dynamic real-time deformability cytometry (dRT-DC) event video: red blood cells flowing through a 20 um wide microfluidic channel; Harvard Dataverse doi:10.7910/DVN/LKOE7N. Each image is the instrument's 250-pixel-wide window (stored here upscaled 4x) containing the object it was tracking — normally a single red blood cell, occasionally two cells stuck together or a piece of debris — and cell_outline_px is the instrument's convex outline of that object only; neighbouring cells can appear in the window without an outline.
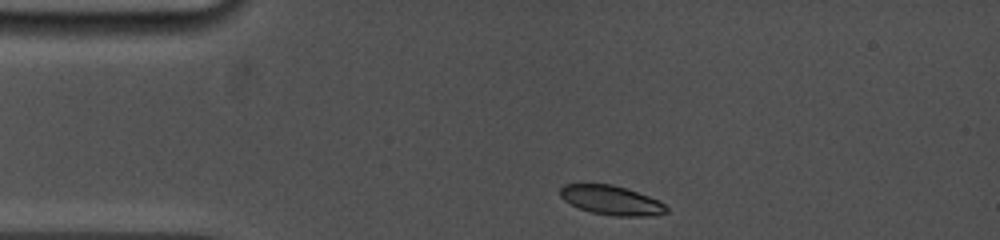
{"species": "common noctule bat (a hibernating species)", "species_latin": "Nyctalus noctula", "temperature_condition": "cold", "stored_images_in_passage": 45, "camera_frame_rate_fps": 5000, "um_per_image_px": 0.085, "animal": {"sex": "female", "body_mass_g": 19.0, "forearm_length_mm": 53.3}, "frame": {"image": 1, "passage_image": 1, "time_ms": 0.0, "image_size_px": [1000, 240], "cell_outline_px": [[668, 212], [656, 216], [616, 216], [592, 212], [580, 208], [564, 200], [560, 196], [560, 188], [564, 184], [612, 184], [648, 196], [664, 204], [668, 208]], "centroid_in_image_um": [51.97, 17.03], "position_along_channel_um": 33.0, "area_um2": 17.92}}
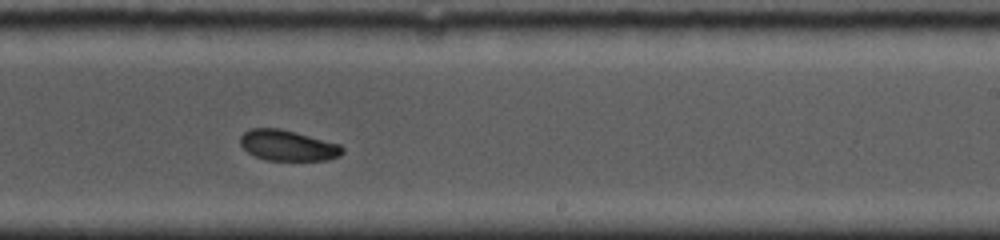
{"frame": {"image": 2, "passage_image": 26, "time_ms": 7.0, "image_size_px": [1000, 240], "cell_outline_px": [[344, 152], [340, 156], [328, 160], [264, 160], [252, 156], [240, 144], [240, 136], [244, 132], [252, 128], [280, 128], [296, 132], [340, 144], [344, 148]], "centroid_in_image_um": [24.46, 12.37], "position_along_channel_um": 264.5, "area_um2": 18.44}}
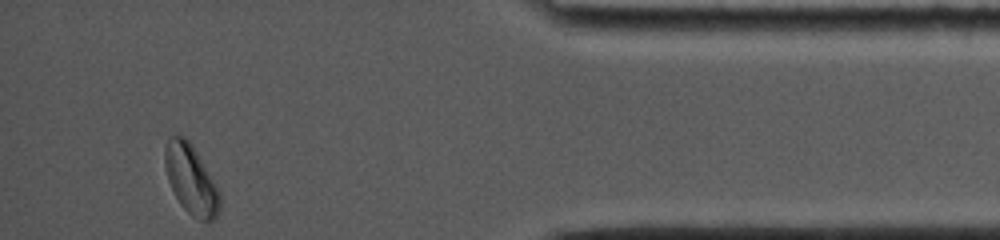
{"frame": {"image": 3, "passage_image": 45, "time_ms": 11.8, "image_size_px": [1000, 240], "cell_outline_px": [[220, 212], [212, 220], [200, 220], [192, 216], [180, 204], [168, 180], [164, 164], [164, 148], [168, 136], [184, 136], [192, 144], [220, 192]], "centroid_in_image_um": [16.22, 15.24], "position_along_channel_um": 419.0, "area_um2": 22.08}, "authors_computed_cell_mechanics": {"area_um2": 19.4786, "velocity_mm_per_s": 3.8597, "shape_relaxation_time_tau1_ms": 1.6001, "shape_relaxation_time_tau2_ms": 6.4051, "deformation_change_tau1": 0.0681, "deformation_change_tau2": 0.0754}}